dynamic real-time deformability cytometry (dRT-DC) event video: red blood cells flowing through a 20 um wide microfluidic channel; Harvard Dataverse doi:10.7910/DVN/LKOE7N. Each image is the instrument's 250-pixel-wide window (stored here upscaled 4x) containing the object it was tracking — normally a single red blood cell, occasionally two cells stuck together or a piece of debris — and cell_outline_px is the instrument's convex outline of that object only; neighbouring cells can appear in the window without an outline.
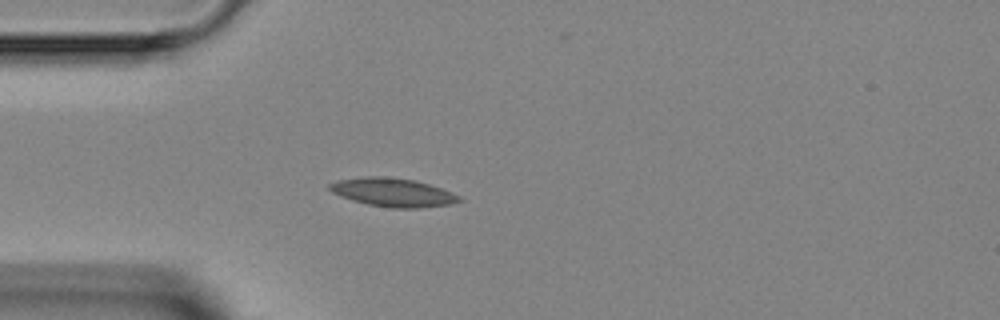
{"species": "Egyptian fruit bat (a non-hibernating species)", "species_latin": "Rousettus aegyptiacus", "temperature_condition": "room temperature", "stored_images_in_passage": 2, "camera_frame_rate_fps": 3000, "um_per_image_px": 0.085, "animal": {"sex": "female"}, "frame": {"image": 1, "passage_image": 2, "time_ms": 1.333, "image_size_px": [1000, 320], "cell_outline_px": [[464, 200], [448, 204], [420, 208], [392, 208], [368, 204], [352, 200], [340, 196], [332, 192], [328, 188], [328, 184], [336, 180], [364, 176], [392, 176], [412, 180], [428, 184], [452, 192], [460, 196]], "centroid_in_image_um": [33.36, 16.34], "position_along_channel_um": 51.6, "area_um2": 21.62}}